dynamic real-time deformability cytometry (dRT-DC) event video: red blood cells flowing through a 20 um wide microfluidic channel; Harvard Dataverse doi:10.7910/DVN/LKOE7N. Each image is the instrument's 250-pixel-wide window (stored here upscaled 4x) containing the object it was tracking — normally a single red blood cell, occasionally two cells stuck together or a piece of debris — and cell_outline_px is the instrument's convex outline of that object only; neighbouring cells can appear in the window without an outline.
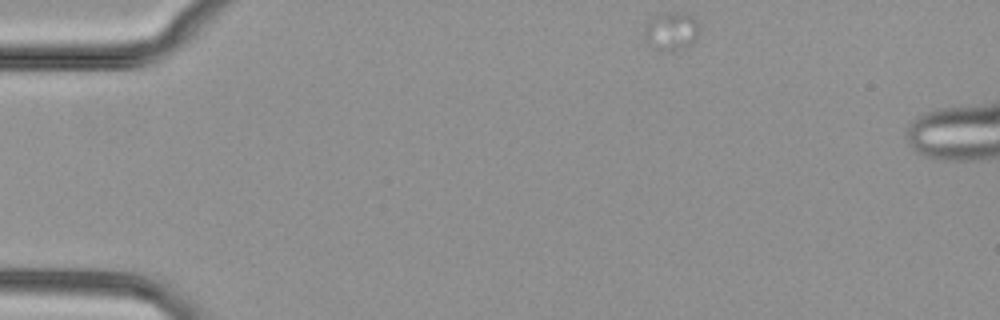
{"species": "common noctule bat (a hibernating species)", "species_latin": "Nyctalus noctula", "temperature_condition": "cold", "stored_images_in_passage": 7, "camera_frame_rate_fps": 3000, "um_per_image_px": 0.085, "animal": {"sex": "female", "body_mass_g": 29.2, "forearm_length_mm": 56.3}, "frame": {"image": 1, "passage_image": 1, "time_ms": 0.0, "image_size_px": [1000, 320], "cell_outline_px": [[700, 28], [692, 44], [672, 52], [668, 52], [652, 48], [644, 40], [644, 28], [648, 20], [660, 12], [688, 12], [696, 16], [700, 24]], "centroid_in_image_um": [57.07, 2.62], "position_along_channel_um": 27.9, "area_um2": 12.95}}